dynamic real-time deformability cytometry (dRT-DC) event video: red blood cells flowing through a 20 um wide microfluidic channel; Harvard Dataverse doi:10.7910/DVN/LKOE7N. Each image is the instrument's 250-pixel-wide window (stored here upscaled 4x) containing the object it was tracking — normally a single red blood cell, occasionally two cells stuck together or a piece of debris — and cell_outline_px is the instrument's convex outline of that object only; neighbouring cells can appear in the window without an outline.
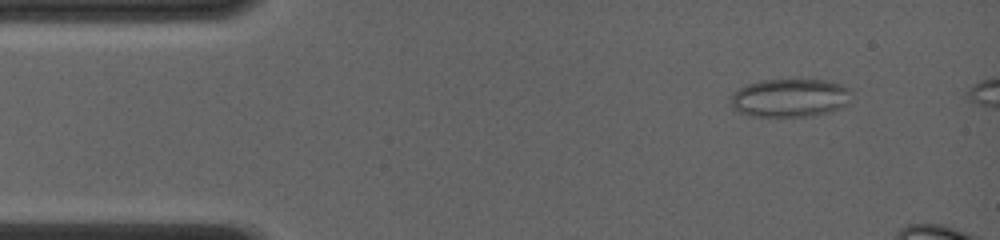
{"species": "common noctule bat (a hibernating species)", "species_latin": "Nyctalus noctula", "temperature_condition": "room temperature", "stored_images_in_passage": 10, "camera_frame_rate_fps": 4000, "um_per_image_px": 0.085, "animal": {"sex": "female", "body_mass_g": 19.0, "forearm_length_mm": 56.7}, "frame": {"image": 1, "passage_image": 4, "time_ms": 1.25, "image_size_px": [1000, 240], "cell_outline_px": [[852, 92], [848, 104], [840, 108], [828, 112], [808, 116], [748, 116], [736, 112], [732, 108], [732, 92], [748, 84], [760, 80], [824, 80], [840, 84], [848, 88]], "centroid_in_image_um": [67.13, 8.32], "position_along_channel_um": 17.9, "area_um2": 26.99}}